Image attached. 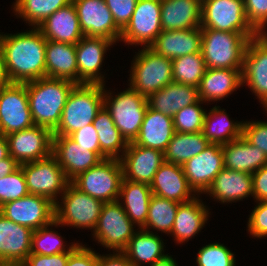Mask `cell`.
Masks as SVG:
<instances>
[{
  "mask_svg": "<svg viewBox=\"0 0 267 266\" xmlns=\"http://www.w3.org/2000/svg\"><path fill=\"white\" fill-rule=\"evenodd\" d=\"M201 31V54L207 68L243 69L244 53L249 41L246 35L210 28H201Z\"/></svg>",
  "mask_w": 267,
  "mask_h": 266,
  "instance_id": "277c9868",
  "label": "cell"
},
{
  "mask_svg": "<svg viewBox=\"0 0 267 266\" xmlns=\"http://www.w3.org/2000/svg\"><path fill=\"white\" fill-rule=\"evenodd\" d=\"M209 144L202 131L175 132L164 152V161L182 166L187 160L200 154Z\"/></svg>",
  "mask_w": 267,
  "mask_h": 266,
  "instance_id": "74e56055",
  "label": "cell"
},
{
  "mask_svg": "<svg viewBox=\"0 0 267 266\" xmlns=\"http://www.w3.org/2000/svg\"><path fill=\"white\" fill-rule=\"evenodd\" d=\"M84 36L104 37L114 43L120 40L121 30L116 26L105 0H72Z\"/></svg>",
  "mask_w": 267,
  "mask_h": 266,
  "instance_id": "e0dca14e",
  "label": "cell"
},
{
  "mask_svg": "<svg viewBox=\"0 0 267 266\" xmlns=\"http://www.w3.org/2000/svg\"><path fill=\"white\" fill-rule=\"evenodd\" d=\"M243 85L242 69L207 68L198 86L200 100H223Z\"/></svg>",
  "mask_w": 267,
  "mask_h": 266,
  "instance_id": "4dcf8cb0",
  "label": "cell"
},
{
  "mask_svg": "<svg viewBox=\"0 0 267 266\" xmlns=\"http://www.w3.org/2000/svg\"><path fill=\"white\" fill-rule=\"evenodd\" d=\"M123 169L120 159L105 158L85 172L80 173L71 183L81 192L103 203L118 201Z\"/></svg>",
  "mask_w": 267,
  "mask_h": 266,
  "instance_id": "8992f818",
  "label": "cell"
},
{
  "mask_svg": "<svg viewBox=\"0 0 267 266\" xmlns=\"http://www.w3.org/2000/svg\"><path fill=\"white\" fill-rule=\"evenodd\" d=\"M150 185L123 179L118 201L124 199L122 207L128 218L141 229L148 215L149 203L152 197ZM121 197V198H120ZM125 205V206H124Z\"/></svg>",
  "mask_w": 267,
  "mask_h": 266,
  "instance_id": "836d02e7",
  "label": "cell"
},
{
  "mask_svg": "<svg viewBox=\"0 0 267 266\" xmlns=\"http://www.w3.org/2000/svg\"><path fill=\"white\" fill-rule=\"evenodd\" d=\"M116 26L122 31L135 10L137 0H105Z\"/></svg>",
  "mask_w": 267,
  "mask_h": 266,
  "instance_id": "7dc6e473",
  "label": "cell"
},
{
  "mask_svg": "<svg viewBox=\"0 0 267 266\" xmlns=\"http://www.w3.org/2000/svg\"><path fill=\"white\" fill-rule=\"evenodd\" d=\"M46 38L38 27L16 34H0V47L11 83H27L46 76Z\"/></svg>",
  "mask_w": 267,
  "mask_h": 266,
  "instance_id": "6da1fadb",
  "label": "cell"
},
{
  "mask_svg": "<svg viewBox=\"0 0 267 266\" xmlns=\"http://www.w3.org/2000/svg\"><path fill=\"white\" fill-rule=\"evenodd\" d=\"M200 100L179 110L173 117L174 130L180 133H196L203 129L206 111L199 105Z\"/></svg>",
  "mask_w": 267,
  "mask_h": 266,
  "instance_id": "7bdbcfd3",
  "label": "cell"
},
{
  "mask_svg": "<svg viewBox=\"0 0 267 266\" xmlns=\"http://www.w3.org/2000/svg\"><path fill=\"white\" fill-rule=\"evenodd\" d=\"M150 189L153 195L178 203L190 201L196 196L187 182L183 167L169 162H164L157 170Z\"/></svg>",
  "mask_w": 267,
  "mask_h": 266,
  "instance_id": "7402d4cb",
  "label": "cell"
},
{
  "mask_svg": "<svg viewBox=\"0 0 267 266\" xmlns=\"http://www.w3.org/2000/svg\"><path fill=\"white\" fill-rule=\"evenodd\" d=\"M164 243L160 236L152 231L138 230L130 239L128 246L123 251L132 266H142L148 263L152 265L155 261L162 259L164 254Z\"/></svg>",
  "mask_w": 267,
  "mask_h": 266,
  "instance_id": "e575fe53",
  "label": "cell"
},
{
  "mask_svg": "<svg viewBox=\"0 0 267 266\" xmlns=\"http://www.w3.org/2000/svg\"><path fill=\"white\" fill-rule=\"evenodd\" d=\"M242 79L267 111V33L249 39L244 53Z\"/></svg>",
  "mask_w": 267,
  "mask_h": 266,
  "instance_id": "2e32d148",
  "label": "cell"
},
{
  "mask_svg": "<svg viewBox=\"0 0 267 266\" xmlns=\"http://www.w3.org/2000/svg\"><path fill=\"white\" fill-rule=\"evenodd\" d=\"M58 225L54 220L51 224L33 231L30 254L49 256L62 252H72L79 245V243L73 244L72 242L69 248L65 249L61 236L52 228L49 229L50 226L56 227Z\"/></svg>",
  "mask_w": 267,
  "mask_h": 266,
  "instance_id": "b9f144b4",
  "label": "cell"
},
{
  "mask_svg": "<svg viewBox=\"0 0 267 266\" xmlns=\"http://www.w3.org/2000/svg\"><path fill=\"white\" fill-rule=\"evenodd\" d=\"M19 166L24 173L29 194L46 197L54 204L58 202V194L62 195L70 183L52 154Z\"/></svg>",
  "mask_w": 267,
  "mask_h": 266,
  "instance_id": "8fae6325",
  "label": "cell"
},
{
  "mask_svg": "<svg viewBox=\"0 0 267 266\" xmlns=\"http://www.w3.org/2000/svg\"><path fill=\"white\" fill-rule=\"evenodd\" d=\"M182 167L187 182L196 195L205 193L224 168L222 146L210 143L200 154L187 160Z\"/></svg>",
  "mask_w": 267,
  "mask_h": 266,
  "instance_id": "ac0fdd59",
  "label": "cell"
},
{
  "mask_svg": "<svg viewBox=\"0 0 267 266\" xmlns=\"http://www.w3.org/2000/svg\"><path fill=\"white\" fill-rule=\"evenodd\" d=\"M32 126L27 83H10L0 88V128L3 136Z\"/></svg>",
  "mask_w": 267,
  "mask_h": 266,
  "instance_id": "4fadbf2b",
  "label": "cell"
},
{
  "mask_svg": "<svg viewBox=\"0 0 267 266\" xmlns=\"http://www.w3.org/2000/svg\"><path fill=\"white\" fill-rule=\"evenodd\" d=\"M70 253L62 252L49 256L30 254L24 262L26 266H66Z\"/></svg>",
  "mask_w": 267,
  "mask_h": 266,
  "instance_id": "f5cc1de1",
  "label": "cell"
},
{
  "mask_svg": "<svg viewBox=\"0 0 267 266\" xmlns=\"http://www.w3.org/2000/svg\"><path fill=\"white\" fill-rule=\"evenodd\" d=\"M28 194L25 176L20 166L12 173L0 177V206Z\"/></svg>",
  "mask_w": 267,
  "mask_h": 266,
  "instance_id": "ee69618b",
  "label": "cell"
},
{
  "mask_svg": "<svg viewBox=\"0 0 267 266\" xmlns=\"http://www.w3.org/2000/svg\"><path fill=\"white\" fill-rule=\"evenodd\" d=\"M9 156L8 141L6 136L0 138V160Z\"/></svg>",
  "mask_w": 267,
  "mask_h": 266,
  "instance_id": "91938a15",
  "label": "cell"
},
{
  "mask_svg": "<svg viewBox=\"0 0 267 266\" xmlns=\"http://www.w3.org/2000/svg\"><path fill=\"white\" fill-rule=\"evenodd\" d=\"M204 194L223 204L253 196L252 174L223 168Z\"/></svg>",
  "mask_w": 267,
  "mask_h": 266,
  "instance_id": "4316f807",
  "label": "cell"
},
{
  "mask_svg": "<svg viewBox=\"0 0 267 266\" xmlns=\"http://www.w3.org/2000/svg\"><path fill=\"white\" fill-rule=\"evenodd\" d=\"M75 85V82L67 79L47 76L27 82L28 102L34 125L45 127L53 133Z\"/></svg>",
  "mask_w": 267,
  "mask_h": 266,
  "instance_id": "7a4b0ae2",
  "label": "cell"
},
{
  "mask_svg": "<svg viewBox=\"0 0 267 266\" xmlns=\"http://www.w3.org/2000/svg\"><path fill=\"white\" fill-rule=\"evenodd\" d=\"M219 107L205 114L202 133L210 143L223 145L242 136L243 122L233 123Z\"/></svg>",
  "mask_w": 267,
  "mask_h": 266,
  "instance_id": "8d00e7d4",
  "label": "cell"
},
{
  "mask_svg": "<svg viewBox=\"0 0 267 266\" xmlns=\"http://www.w3.org/2000/svg\"><path fill=\"white\" fill-rule=\"evenodd\" d=\"M221 146L224 168L253 174L267 165V156L263 150L249 143L243 136Z\"/></svg>",
  "mask_w": 267,
  "mask_h": 266,
  "instance_id": "83f0119b",
  "label": "cell"
},
{
  "mask_svg": "<svg viewBox=\"0 0 267 266\" xmlns=\"http://www.w3.org/2000/svg\"><path fill=\"white\" fill-rule=\"evenodd\" d=\"M13 11L31 26L39 27L59 8L72 3V0H15Z\"/></svg>",
  "mask_w": 267,
  "mask_h": 266,
  "instance_id": "f35d334b",
  "label": "cell"
},
{
  "mask_svg": "<svg viewBox=\"0 0 267 266\" xmlns=\"http://www.w3.org/2000/svg\"><path fill=\"white\" fill-rule=\"evenodd\" d=\"M162 31L161 0H137L130 21L121 31L120 41L149 47Z\"/></svg>",
  "mask_w": 267,
  "mask_h": 266,
  "instance_id": "7c38bea8",
  "label": "cell"
},
{
  "mask_svg": "<svg viewBox=\"0 0 267 266\" xmlns=\"http://www.w3.org/2000/svg\"><path fill=\"white\" fill-rule=\"evenodd\" d=\"M98 256V266H132L124 252Z\"/></svg>",
  "mask_w": 267,
  "mask_h": 266,
  "instance_id": "11a10c76",
  "label": "cell"
},
{
  "mask_svg": "<svg viewBox=\"0 0 267 266\" xmlns=\"http://www.w3.org/2000/svg\"><path fill=\"white\" fill-rule=\"evenodd\" d=\"M242 136L252 145L260 148L267 156V122H243Z\"/></svg>",
  "mask_w": 267,
  "mask_h": 266,
  "instance_id": "c3c4849f",
  "label": "cell"
},
{
  "mask_svg": "<svg viewBox=\"0 0 267 266\" xmlns=\"http://www.w3.org/2000/svg\"><path fill=\"white\" fill-rule=\"evenodd\" d=\"M114 42L104 37L84 36L76 44L78 84H102L100 73L104 55Z\"/></svg>",
  "mask_w": 267,
  "mask_h": 266,
  "instance_id": "44dd1931",
  "label": "cell"
},
{
  "mask_svg": "<svg viewBox=\"0 0 267 266\" xmlns=\"http://www.w3.org/2000/svg\"><path fill=\"white\" fill-rule=\"evenodd\" d=\"M38 28L46 40L56 42L77 44L84 37L73 3L59 8Z\"/></svg>",
  "mask_w": 267,
  "mask_h": 266,
  "instance_id": "d4e9b609",
  "label": "cell"
},
{
  "mask_svg": "<svg viewBox=\"0 0 267 266\" xmlns=\"http://www.w3.org/2000/svg\"><path fill=\"white\" fill-rule=\"evenodd\" d=\"M0 213L14 223L35 231L55 220V205L46 197L28 194L4 203L0 206Z\"/></svg>",
  "mask_w": 267,
  "mask_h": 266,
  "instance_id": "5bb4252c",
  "label": "cell"
},
{
  "mask_svg": "<svg viewBox=\"0 0 267 266\" xmlns=\"http://www.w3.org/2000/svg\"><path fill=\"white\" fill-rule=\"evenodd\" d=\"M139 52L134 56L128 81L131 88L148 97L173 82L172 59L150 47L143 46Z\"/></svg>",
  "mask_w": 267,
  "mask_h": 266,
  "instance_id": "5b68a950",
  "label": "cell"
},
{
  "mask_svg": "<svg viewBox=\"0 0 267 266\" xmlns=\"http://www.w3.org/2000/svg\"><path fill=\"white\" fill-rule=\"evenodd\" d=\"M209 217V210L196 196L192 200L179 203L172 234L174 241L183 243L195 236L205 225Z\"/></svg>",
  "mask_w": 267,
  "mask_h": 266,
  "instance_id": "1f68e13d",
  "label": "cell"
},
{
  "mask_svg": "<svg viewBox=\"0 0 267 266\" xmlns=\"http://www.w3.org/2000/svg\"><path fill=\"white\" fill-rule=\"evenodd\" d=\"M202 0H161L162 30L201 27Z\"/></svg>",
  "mask_w": 267,
  "mask_h": 266,
  "instance_id": "f1b7e54d",
  "label": "cell"
},
{
  "mask_svg": "<svg viewBox=\"0 0 267 266\" xmlns=\"http://www.w3.org/2000/svg\"><path fill=\"white\" fill-rule=\"evenodd\" d=\"M120 162L123 179L150 185L165 161L163 152L129 142Z\"/></svg>",
  "mask_w": 267,
  "mask_h": 266,
  "instance_id": "ffe728a7",
  "label": "cell"
},
{
  "mask_svg": "<svg viewBox=\"0 0 267 266\" xmlns=\"http://www.w3.org/2000/svg\"><path fill=\"white\" fill-rule=\"evenodd\" d=\"M173 82L198 87L207 70L201 52L172 59Z\"/></svg>",
  "mask_w": 267,
  "mask_h": 266,
  "instance_id": "60d3db41",
  "label": "cell"
},
{
  "mask_svg": "<svg viewBox=\"0 0 267 266\" xmlns=\"http://www.w3.org/2000/svg\"><path fill=\"white\" fill-rule=\"evenodd\" d=\"M198 266H235L234 254L224 244L210 243L197 254Z\"/></svg>",
  "mask_w": 267,
  "mask_h": 266,
  "instance_id": "f6af8a7d",
  "label": "cell"
},
{
  "mask_svg": "<svg viewBox=\"0 0 267 266\" xmlns=\"http://www.w3.org/2000/svg\"><path fill=\"white\" fill-rule=\"evenodd\" d=\"M52 155L57 159L70 182L80 173L105 159L100 152L87 150L75 143L69 136L64 135H53Z\"/></svg>",
  "mask_w": 267,
  "mask_h": 266,
  "instance_id": "d6986e66",
  "label": "cell"
},
{
  "mask_svg": "<svg viewBox=\"0 0 267 266\" xmlns=\"http://www.w3.org/2000/svg\"><path fill=\"white\" fill-rule=\"evenodd\" d=\"M175 133L173 118L147 108L135 144L165 152Z\"/></svg>",
  "mask_w": 267,
  "mask_h": 266,
  "instance_id": "f546056e",
  "label": "cell"
},
{
  "mask_svg": "<svg viewBox=\"0 0 267 266\" xmlns=\"http://www.w3.org/2000/svg\"><path fill=\"white\" fill-rule=\"evenodd\" d=\"M99 254L79 244L68 257L66 266H98Z\"/></svg>",
  "mask_w": 267,
  "mask_h": 266,
  "instance_id": "816d5d0a",
  "label": "cell"
},
{
  "mask_svg": "<svg viewBox=\"0 0 267 266\" xmlns=\"http://www.w3.org/2000/svg\"><path fill=\"white\" fill-rule=\"evenodd\" d=\"M253 198L257 201H267V165L252 174Z\"/></svg>",
  "mask_w": 267,
  "mask_h": 266,
  "instance_id": "db71d44e",
  "label": "cell"
},
{
  "mask_svg": "<svg viewBox=\"0 0 267 266\" xmlns=\"http://www.w3.org/2000/svg\"><path fill=\"white\" fill-rule=\"evenodd\" d=\"M111 94L104 89V106L110 112L121 135L128 143L133 142L138 136L148 108L147 97L131 87L115 97Z\"/></svg>",
  "mask_w": 267,
  "mask_h": 266,
  "instance_id": "52a82bcc",
  "label": "cell"
},
{
  "mask_svg": "<svg viewBox=\"0 0 267 266\" xmlns=\"http://www.w3.org/2000/svg\"><path fill=\"white\" fill-rule=\"evenodd\" d=\"M11 83L8 76L6 63L4 61V56L0 47V88L5 87Z\"/></svg>",
  "mask_w": 267,
  "mask_h": 266,
  "instance_id": "6f0895ef",
  "label": "cell"
},
{
  "mask_svg": "<svg viewBox=\"0 0 267 266\" xmlns=\"http://www.w3.org/2000/svg\"><path fill=\"white\" fill-rule=\"evenodd\" d=\"M104 85L76 84L63 108L60 123L53 135L70 136L93 122L104 106Z\"/></svg>",
  "mask_w": 267,
  "mask_h": 266,
  "instance_id": "3957f363",
  "label": "cell"
},
{
  "mask_svg": "<svg viewBox=\"0 0 267 266\" xmlns=\"http://www.w3.org/2000/svg\"><path fill=\"white\" fill-rule=\"evenodd\" d=\"M248 220V232L256 238L267 236V201H258Z\"/></svg>",
  "mask_w": 267,
  "mask_h": 266,
  "instance_id": "681fc988",
  "label": "cell"
},
{
  "mask_svg": "<svg viewBox=\"0 0 267 266\" xmlns=\"http://www.w3.org/2000/svg\"><path fill=\"white\" fill-rule=\"evenodd\" d=\"M3 137V134H2V131H1V128H0V138Z\"/></svg>",
  "mask_w": 267,
  "mask_h": 266,
  "instance_id": "6125c7cd",
  "label": "cell"
},
{
  "mask_svg": "<svg viewBox=\"0 0 267 266\" xmlns=\"http://www.w3.org/2000/svg\"><path fill=\"white\" fill-rule=\"evenodd\" d=\"M19 167V164L9 155L7 158L0 160V177L12 173Z\"/></svg>",
  "mask_w": 267,
  "mask_h": 266,
  "instance_id": "9f6ffc18",
  "label": "cell"
},
{
  "mask_svg": "<svg viewBox=\"0 0 267 266\" xmlns=\"http://www.w3.org/2000/svg\"><path fill=\"white\" fill-rule=\"evenodd\" d=\"M244 10L251 26L259 34L266 33L264 29L267 25V0H244Z\"/></svg>",
  "mask_w": 267,
  "mask_h": 266,
  "instance_id": "bcb514c9",
  "label": "cell"
},
{
  "mask_svg": "<svg viewBox=\"0 0 267 266\" xmlns=\"http://www.w3.org/2000/svg\"><path fill=\"white\" fill-rule=\"evenodd\" d=\"M69 137L79 146H83L87 150L100 152L98 134L92 123L80 128Z\"/></svg>",
  "mask_w": 267,
  "mask_h": 266,
  "instance_id": "f907efd6",
  "label": "cell"
},
{
  "mask_svg": "<svg viewBox=\"0 0 267 266\" xmlns=\"http://www.w3.org/2000/svg\"><path fill=\"white\" fill-rule=\"evenodd\" d=\"M201 41V27L163 30L149 47L166 58L174 59L201 52Z\"/></svg>",
  "mask_w": 267,
  "mask_h": 266,
  "instance_id": "cb8c5ba5",
  "label": "cell"
},
{
  "mask_svg": "<svg viewBox=\"0 0 267 266\" xmlns=\"http://www.w3.org/2000/svg\"><path fill=\"white\" fill-rule=\"evenodd\" d=\"M201 28L243 33L249 39L259 34L246 18L244 0H202Z\"/></svg>",
  "mask_w": 267,
  "mask_h": 266,
  "instance_id": "9c48e42d",
  "label": "cell"
},
{
  "mask_svg": "<svg viewBox=\"0 0 267 266\" xmlns=\"http://www.w3.org/2000/svg\"><path fill=\"white\" fill-rule=\"evenodd\" d=\"M53 133L38 125L6 135L9 155L19 164L41 160L52 154Z\"/></svg>",
  "mask_w": 267,
  "mask_h": 266,
  "instance_id": "9a60e30c",
  "label": "cell"
},
{
  "mask_svg": "<svg viewBox=\"0 0 267 266\" xmlns=\"http://www.w3.org/2000/svg\"><path fill=\"white\" fill-rule=\"evenodd\" d=\"M133 228L134 223L125 213L122 202L104 203L93 236L103 247L123 252L137 232Z\"/></svg>",
  "mask_w": 267,
  "mask_h": 266,
  "instance_id": "30bf717a",
  "label": "cell"
},
{
  "mask_svg": "<svg viewBox=\"0 0 267 266\" xmlns=\"http://www.w3.org/2000/svg\"><path fill=\"white\" fill-rule=\"evenodd\" d=\"M150 266H178L175 259H173L171 256L168 254L163 257L162 259H159L155 261L152 265Z\"/></svg>",
  "mask_w": 267,
  "mask_h": 266,
  "instance_id": "680465c9",
  "label": "cell"
},
{
  "mask_svg": "<svg viewBox=\"0 0 267 266\" xmlns=\"http://www.w3.org/2000/svg\"><path fill=\"white\" fill-rule=\"evenodd\" d=\"M46 76L67 79L78 84L76 44L47 40Z\"/></svg>",
  "mask_w": 267,
  "mask_h": 266,
  "instance_id": "d6a6232c",
  "label": "cell"
},
{
  "mask_svg": "<svg viewBox=\"0 0 267 266\" xmlns=\"http://www.w3.org/2000/svg\"><path fill=\"white\" fill-rule=\"evenodd\" d=\"M0 266H26L25 262L0 261Z\"/></svg>",
  "mask_w": 267,
  "mask_h": 266,
  "instance_id": "94428289",
  "label": "cell"
},
{
  "mask_svg": "<svg viewBox=\"0 0 267 266\" xmlns=\"http://www.w3.org/2000/svg\"><path fill=\"white\" fill-rule=\"evenodd\" d=\"M92 124L98 134L101 155L104 158L120 159L127 149L128 142L115 126L105 106L98 112Z\"/></svg>",
  "mask_w": 267,
  "mask_h": 266,
  "instance_id": "d590c367",
  "label": "cell"
},
{
  "mask_svg": "<svg viewBox=\"0 0 267 266\" xmlns=\"http://www.w3.org/2000/svg\"><path fill=\"white\" fill-rule=\"evenodd\" d=\"M33 230L0 213V261L24 262L31 252Z\"/></svg>",
  "mask_w": 267,
  "mask_h": 266,
  "instance_id": "603a6c76",
  "label": "cell"
},
{
  "mask_svg": "<svg viewBox=\"0 0 267 266\" xmlns=\"http://www.w3.org/2000/svg\"><path fill=\"white\" fill-rule=\"evenodd\" d=\"M178 206V202L152 195L146 223L141 229L150 232V228H153L170 234Z\"/></svg>",
  "mask_w": 267,
  "mask_h": 266,
  "instance_id": "ab89813d",
  "label": "cell"
},
{
  "mask_svg": "<svg viewBox=\"0 0 267 266\" xmlns=\"http://www.w3.org/2000/svg\"><path fill=\"white\" fill-rule=\"evenodd\" d=\"M200 101L198 87L172 82L147 97L148 107L164 115H174Z\"/></svg>",
  "mask_w": 267,
  "mask_h": 266,
  "instance_id": "484cf974",
  "label": "cell"
},
{
  "mask_svg": "<svg viewBox=\"0 0 267 266\" xmlns=\"http://www.w3.org/2000/svg\"><path fill=\"white\" fill-rule=\"evenodd\" d=\"M61 203H55V221L61 225L76 228H96L103 202L81 192L71 182L60 195Z\"/></svg>",
  "mask_w": 267,
  "mask_h": 266,
  "instance_id": "ba28073f",
  "label": "cell"
}]
</instances>
